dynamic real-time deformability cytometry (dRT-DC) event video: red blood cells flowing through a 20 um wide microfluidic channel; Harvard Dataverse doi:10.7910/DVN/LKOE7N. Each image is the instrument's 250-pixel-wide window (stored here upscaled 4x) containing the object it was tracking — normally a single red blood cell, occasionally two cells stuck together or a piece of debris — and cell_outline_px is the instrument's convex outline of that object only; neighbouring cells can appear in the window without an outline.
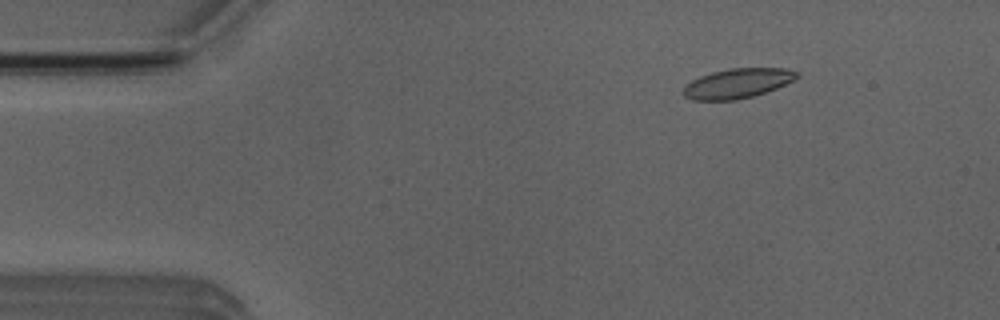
{"species": "Egyptian fruit bat (a non-hibernating species)", "species_latin": "Rousettus aegyptiacus", "temperature_condition": "room temperature", "stored_images_in_passage": 3, "camera_frame_rate_fps": 3000, "um_per_image_px": 0.085, "animal": {"sex": "male"}, "frame": {"image": 1, "passage_image": 1, "time_ms": 0.0, "image_size_px": [1000, 320], "cell_outline_px": [[800, 76], [796, 80], [776, 88], [752, 96], [736, 100], [692, 100], [684, 96], [680, 92], [684, 84], [700, 76], [712, 72], [728, 68], [788, 68], [800, 72]], "centroid_in_image_um": [62.68, 7.08], "position_along_channel_um": 22.3, "area_um2": 20.0}}